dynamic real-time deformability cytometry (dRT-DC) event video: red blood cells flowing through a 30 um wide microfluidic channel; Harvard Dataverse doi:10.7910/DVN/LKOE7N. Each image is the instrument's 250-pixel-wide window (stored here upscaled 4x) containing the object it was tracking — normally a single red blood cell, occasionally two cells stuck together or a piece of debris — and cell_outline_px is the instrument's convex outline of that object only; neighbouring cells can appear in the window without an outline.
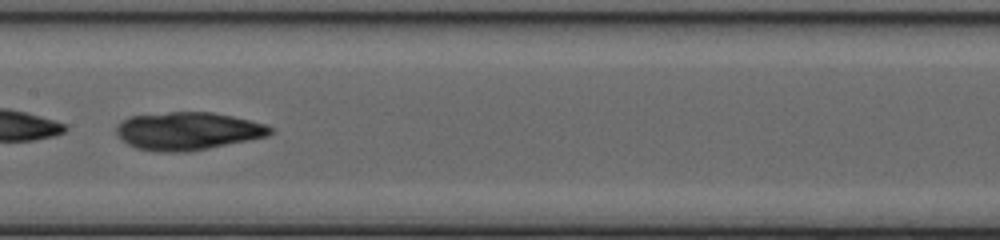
{"species": "common noctule bat (a hibernating species)", "species_latin": "Nyctalus noctula", "temperature_condition": "cold", "stored_images_in_passage": 50, "camera_frame_rate_fps": 3000, "um_per_image_px": 0.085, "animal": {"sex": "female", "body_mass_g": 20.0, "forearm_length_mm": 54.0}, "frame": {"image": 1, "passage_image": 29, "time_ms": 9.333, "image_size_px": [1000, 240], "cell_outline_px": [[272, 132], [268, 136], [188, 152], [156, 152], [136, 148], [128, 144], [116, 132], [116, 124], [128, 116], [168, 112], [212, 112], [232, 116], [264, 124], [272, 128]], "centroid_in_image_um": [15.92, 11.14], "position_along_channel_um": 191.5, "area_um2": 33.87}}
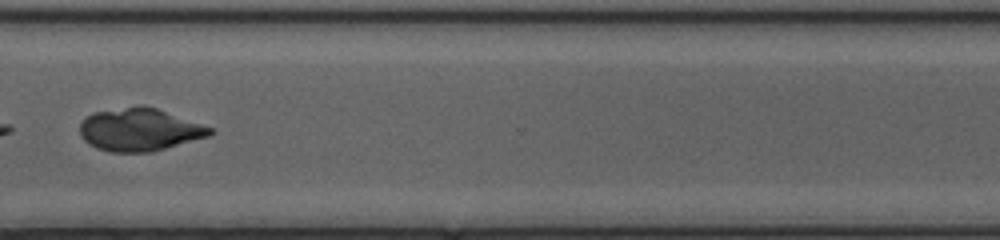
{"frame": {"image": 2, "passage_image": 41, "time_ms": 13.333, "image_size_px": [1000, 240], "cell_outline_px": [[212, 132], [208, 136], [152, 152], [112, 152], [96, 148], [88, 144], [80, 136], [80, 124], [84, 116], [92, 112], [140, 104], [144, 104], [156, 108], [212, 128]], "centroid_in_image_um": [11.78, 11.01], "position_along_channel_um": 358.8, "area_um2": 32.48}}